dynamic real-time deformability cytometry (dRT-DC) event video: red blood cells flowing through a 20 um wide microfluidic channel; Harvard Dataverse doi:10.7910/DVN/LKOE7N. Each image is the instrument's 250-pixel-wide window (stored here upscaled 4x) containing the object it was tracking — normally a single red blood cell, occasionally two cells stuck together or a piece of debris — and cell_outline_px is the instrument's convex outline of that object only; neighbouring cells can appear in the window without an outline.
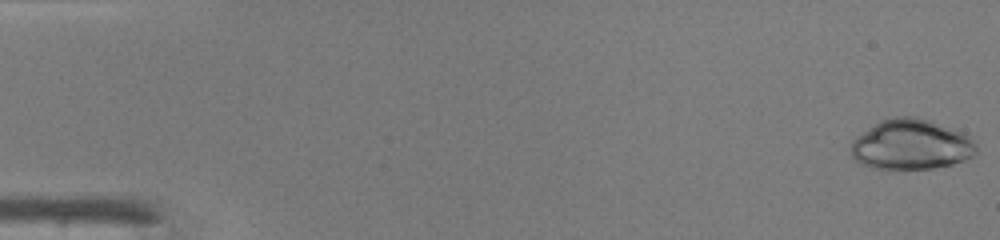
{"species": "common noctule bat (a hibernating species)", "species_latin": "Nyctalus noctula", "temperature_condition": "warm", "stored_images_in_passage": 47, "camera_frame_rate_fps": 3000, "um_per_image_px": 0.085, "animal": {"sex": "male", "body_mass_g": 19.0, "forearm_length_mm": 50.8}, "frame": {"image": 1, "passage_image": 1, "time_ms": 0.0, "image_size_px": [1000, 240], "cell_outline_px": [[976, 152], [972, 156], [964, 160], [952, 164], [932, 168], [872, 168], [852, 160], [852, 140], [856, 136], [880, 120], [892, 116], [916, 116], [964, 132], [976, 144]], "centroid_in_image_um": [77.43, 12.27], "position_along_channel_um": 7.6, "area_um2": 36.65}}
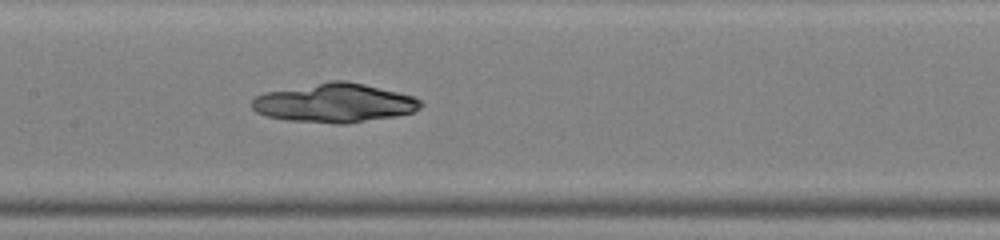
{"frame": {"image": 2, "passage_image": 24, "time_ms": 7.667, "image_size_px": [1000, 240], "cell_outline_px": [[424, 104], [420, 108], [412, 112], [396, 116], [348, 124], [336, 124], [288, 120], [264, 116], [256, 112], [252, 108], [252, 100], [256, 96], [264, 92], [332, 80], [344, 80], [364, 84], [412, 96], [420, 100]], "centroid_in_image_um": [28.41, 8.76], "position_along_channel_um": 179.0, "area_um2": 38.38}}
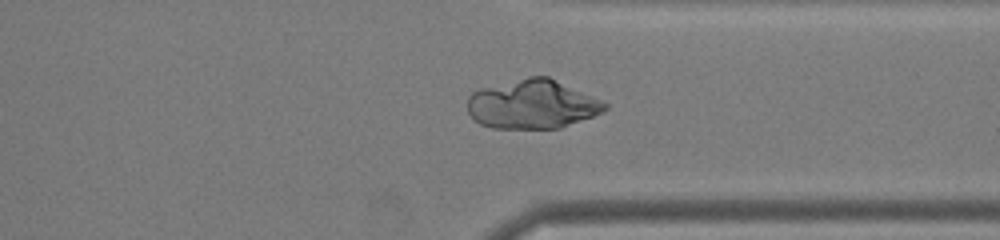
{"frame": {"image": 3, "passage_image": 37, "time_ms": 12.0, "image_size_px": [1000, 240], "cell_outline_px": [[608, 108], [604, 112], [560, 128], [492, 128], [480, 124], [468, 112], [468, 96], [472, 92], [480, 88], [528, 76], [548, 76], [600, 100], [608, 104]], "centroid_in_image_um": [45.23, 8.86], "position_along_channel_um": 366.2, "area_um2": 39.07}}